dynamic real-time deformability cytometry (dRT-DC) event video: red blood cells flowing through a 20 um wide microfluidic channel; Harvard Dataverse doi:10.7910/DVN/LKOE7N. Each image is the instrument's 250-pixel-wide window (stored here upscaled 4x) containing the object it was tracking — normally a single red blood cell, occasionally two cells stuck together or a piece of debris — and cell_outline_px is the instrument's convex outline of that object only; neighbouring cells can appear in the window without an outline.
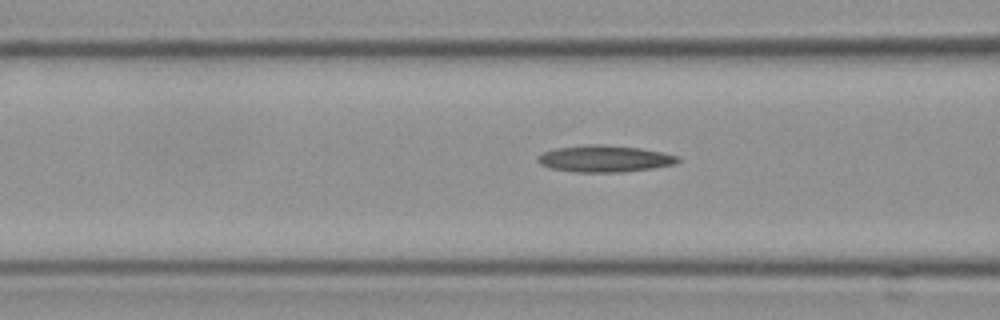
{"species": "Egyptian fruit bat (a non-hibernating species)", "species_latin": "Rousettus aegyptiacus", "temperature_condition": "cold", "stored_images_in_passage": 9, "camera_frame_rate_fps": 3000, "um_per_image_px": 0.085, "frame": {"image": 1, "passage_image": 7, "time_ms": 2.0, "image_size_px": [1000, 320], "cell_outline_px": [[680, 160], [676, 164], [652, 168], [624, 172], [572, 172], [552, 168], [540, 164], [536, 160], [536, 156], [544, 152], [556, 148], [584, 144], [600, 144], [640, 148], [664, 152], [680, 156]], "centroid_in_image_um": [51.4, 13.48], "position_along_channel_um": 115.2, "area_um2": 22.02}}